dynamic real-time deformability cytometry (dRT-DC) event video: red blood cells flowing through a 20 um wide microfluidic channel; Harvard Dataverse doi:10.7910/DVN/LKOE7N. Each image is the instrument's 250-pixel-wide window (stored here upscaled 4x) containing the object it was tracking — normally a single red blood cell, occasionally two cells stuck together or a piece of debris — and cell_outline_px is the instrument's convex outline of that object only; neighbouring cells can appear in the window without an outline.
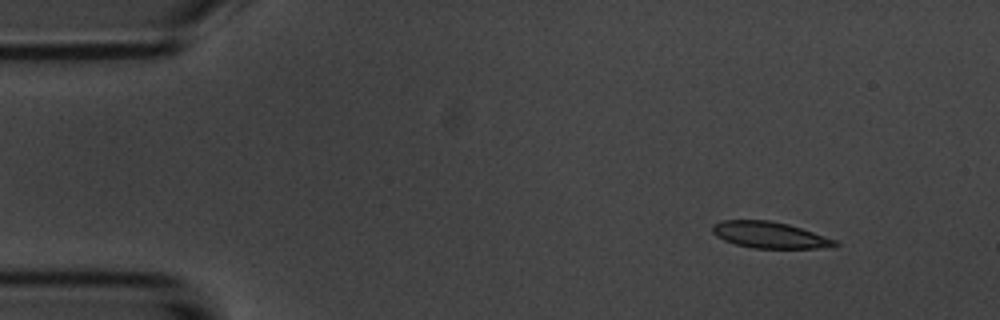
{"species": "common noctule bat (a hibernating species)", "species_latin": "Nyctalus noctula", "temperature_condition": "room temperature", "stored_images_in_passage": 6, "segment_of_instrument_passage": [2, 2], "camera_frame_rate_fps": 3000, "um_per_image_px": 0.085, "animal": {"sex": "male", "body_mass_g": 20.1, "forearm_length_mm": 53.5}, "frame": {"image": 1, "passage_image": 6, "time_ms": 6.667, "image_size_px": [1000, 320], "cell_outline_px": [[840, 244], [832, 248], [752, 248], [736, 244], [724, 240], [716, 236], [712, 232], [712, 224], [724, 220], [768, 220], [788, 224], [836, 240]], "centroid_in_image_um": [65.42, 19.98], "position_along_channel_um": 19.6, "area_um2": 18.79}}